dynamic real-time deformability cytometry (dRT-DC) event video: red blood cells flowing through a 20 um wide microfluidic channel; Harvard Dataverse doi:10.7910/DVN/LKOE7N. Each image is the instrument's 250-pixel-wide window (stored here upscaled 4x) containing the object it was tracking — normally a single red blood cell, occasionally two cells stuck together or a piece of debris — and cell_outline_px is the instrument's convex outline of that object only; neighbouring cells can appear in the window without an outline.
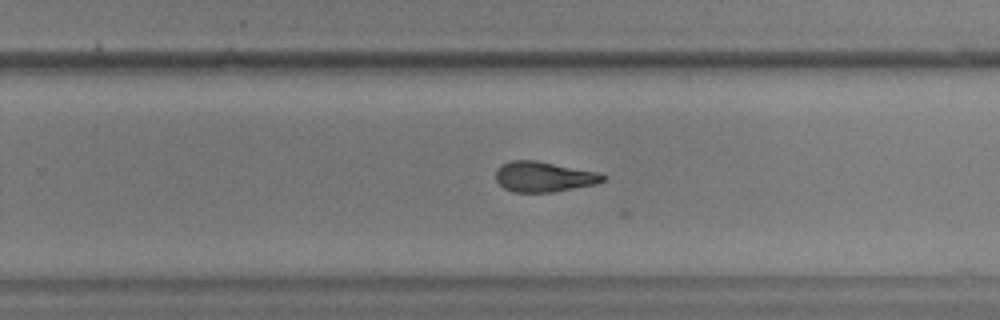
{"species": "common noctule bat (a hibernating species)", "species_latin": "Nyctalus noctula", "temperature_condition": "warm", "stored_images_in_passage": 27, "camera_frame_rate_fps": 3000, "um_per_image_px": 0.085, "animal": {"sex": "male", "body_mass_g": 17.9, "forearm_length_mm": 54.2}, "frame": {"image": 1, "passage_image": 18, "time_ms": 5.667, "image_size_px": [1000, 320], "cell_outline_px": [[604, 180], [596, 184], [552, 192], [512, 192], [504, 188], [496, 180], [496, 172], [500, 164], [512, 160], [536, 160], [600, 172], [604, 176]], "centroid_in_image_um": [46.21, 15.01], "position_along_channel_um": 283.6, "area_um2": 18.96}}